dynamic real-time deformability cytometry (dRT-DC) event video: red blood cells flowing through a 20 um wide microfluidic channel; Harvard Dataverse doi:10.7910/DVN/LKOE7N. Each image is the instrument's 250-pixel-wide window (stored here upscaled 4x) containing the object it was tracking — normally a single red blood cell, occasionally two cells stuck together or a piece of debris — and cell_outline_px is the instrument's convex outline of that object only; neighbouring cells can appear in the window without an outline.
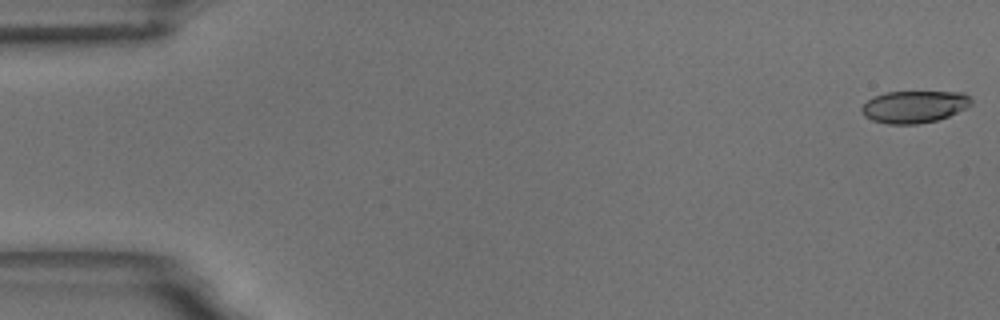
{"species": "common noctule bat (a hibernating species)", "species_latin": "Nyctalus noctula", "temperature_condition": "room temperature", "stored_images_in_passage": 58, "camera_frame_rate_fps": 3000, "um_per_image_px": 0.085, "animal": {"sex": "male", "body_mass_g": 18.8}, "frame": {"image": 1, "passage_image": 1, "time_ms": 0.0, "image_size_px": [1000, 320], "cell_outline_px": [[972, 104], [968, 108], [948, 116], [936, 120], [916, 124], [888, 124], [872, 120], [864, 116], [860, 108], [872, 96], [884, 92], [964, 92], [972, 100]], "centroid_in_image_um": [77.71, 9.06], "position_along_channel_um": 7.3, "area_um2": 20.63}}
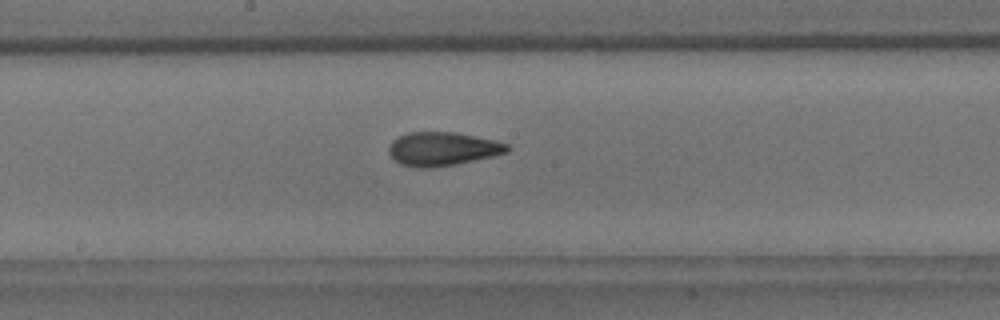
{"frame": {"image": 2, "passage_image": 31, "time_ms": 10.0, "image_size_px": [1000, 320], "cell_outline_px": [[512, 148], [508, 152], [492, 156], [456, 164], [432, 168], [420, 168], [400, 164], [388, 152], [388, 148], [392, 140], [408, 132], [456, 132], [496, 140], [508, 144]], "centroid_in_image_um": [37.64, 12.65], "position_along_channel_um": 210.6, "area_um2": 23.29}}
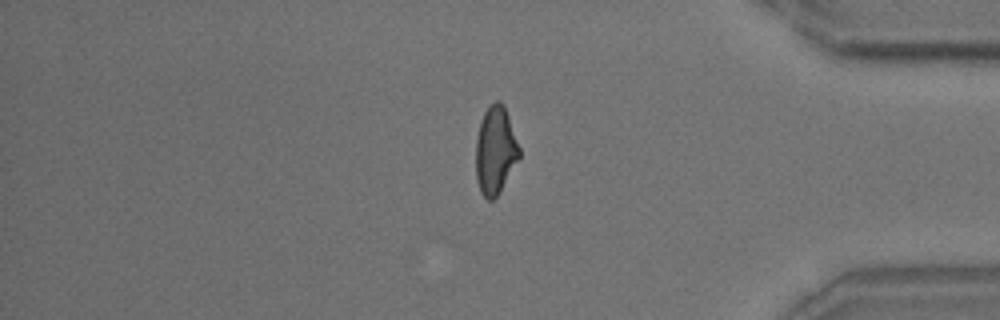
{"frame": {"image": 3, "passage_image": 49, "time_ms": 16.0, "image_size_px": [1000, 320], "cell_outline_px": [[520, 156], [500, 192], [492, 200], [488, 200], [480, 192], [476, 176], [476, 140], [480, 120], [484, 112], [496, 100], [500, 100], [504, 104], [520, 148]], "centroid_in_image_um": [42.1, 12.77], "position_along_channel_um": 393.1, "area_um2": 22.2}, "authors_computed_cell_mechanics": {"area_um2": 22.2241, "velocity_mm_per_s": 3.463, "shape_relaxation_time_tau1_ms": 5.7653, "shape_relaxation_time_tau2_ms": 1.9383, "deformation_change_tau1": 0.1729, "deformation_change_tau2": 0.0878}}